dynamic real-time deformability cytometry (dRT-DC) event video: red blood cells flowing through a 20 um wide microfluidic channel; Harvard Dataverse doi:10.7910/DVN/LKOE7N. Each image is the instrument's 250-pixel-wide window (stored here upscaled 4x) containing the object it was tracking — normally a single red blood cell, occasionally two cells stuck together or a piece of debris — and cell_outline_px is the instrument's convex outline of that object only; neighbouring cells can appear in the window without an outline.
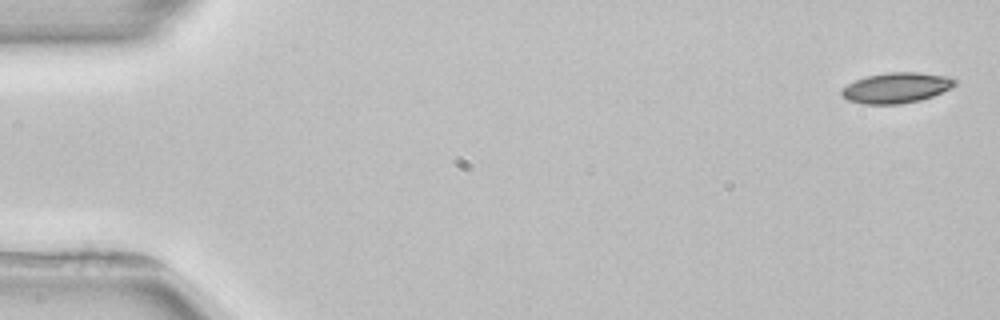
{"species": "common noctule bat (a hibernating species)", "species_latin": "Nyctalus noctula", "temperature_condition": "room temperature", "stored_images_in_passage": 4, "camera_frame_rate_fps": 3000, "um_per_image_px": 0.085, "animal": {"sex": "female", "body_mass_g": 22.7, "forearm_length_mm": 54.2}, "frame": {"image": 1, "passage_image": 1, "time_ms": 0.0, "image_size_px": [1000, 320], "cell_outline_px": [[956, 84], [952, 88], [932, 96], [920, 100], [900, 104], [864, 104], [848, 100], [840, 92], [848, 84], [856, 80], [868, 76], [888, 72], [916, 72], [944, 76], [956, 80]], "centroid_in_image_um": [76.2, 7.47], "position_along_channel_um": 8.8, "area_um2": 19.83}}
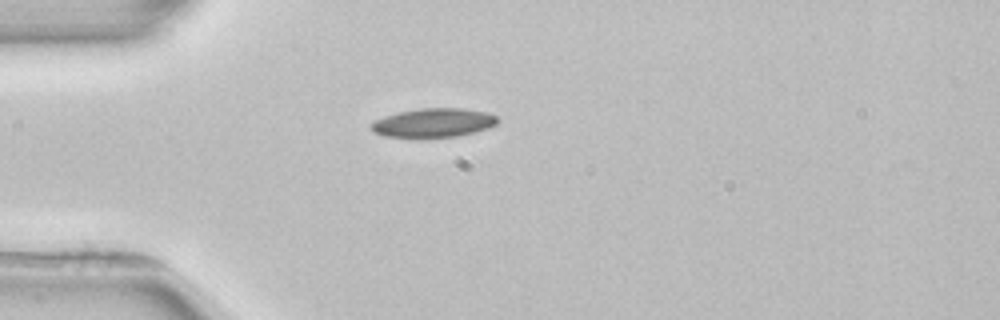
{"frame": {"image": 2, "passage_image": 4, "time_ms": 4.333, "image_size_px": [1000, 320], "cell_outline_px": [[496, 124], [488, 128], [476, 132], [456, 136], [420, 140], [384, 136], [372, 132], [368, 128], [376, 120], [384, 116], [400, 112], [420, 108], [464, 108], [488, 112], [496, 116]], "centroid_in_image_um": [36.8, 10.48], "position_along_channel_um": 48.2, "area_um2": 22.02}}